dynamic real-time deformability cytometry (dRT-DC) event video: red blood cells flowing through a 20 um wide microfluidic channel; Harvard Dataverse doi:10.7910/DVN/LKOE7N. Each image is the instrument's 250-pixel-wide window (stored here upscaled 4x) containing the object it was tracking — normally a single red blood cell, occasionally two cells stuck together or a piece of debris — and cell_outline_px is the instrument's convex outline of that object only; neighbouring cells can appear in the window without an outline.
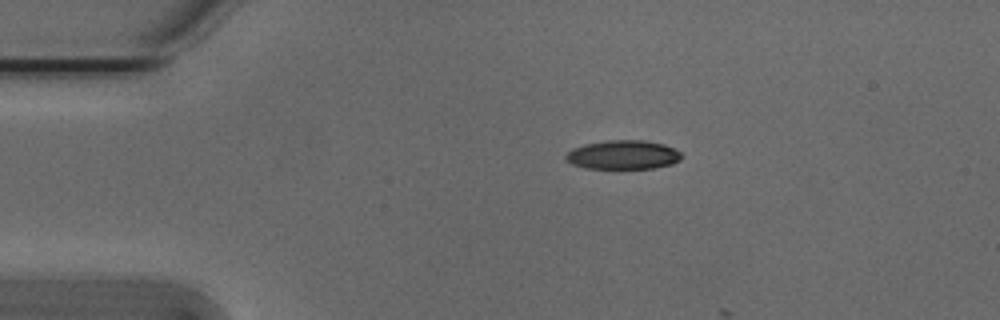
{"species": "Egyptian fruit bat (a non-hibernating species)", "species_latin": "Rousettus aegyptiacus", "temperature_condition": "cold", "stored_images_in_passage": 3, "camera_frame_rate_fps": 3000, "um_per_image_px": 0.085, "animal": {"sex": "male"}, "frame": {"image": 1, "passage_image": 1, "time_ms": 0.0, "image_size_px": [1000, 320], "cell_outline_px": [[680, 160], [672, 164], [652, 168], [584, 168], [572, 164], [564, 160], [564, 156], [572, 148], [584, 144], [608, 140], [644, 140], [664, 144], [680, 152]], "centroid_in_image_um": [52.91, 13.15], "position_along_channel_um": 32.1, "area_um2": 19.54}}